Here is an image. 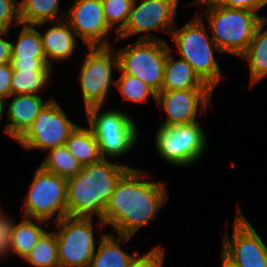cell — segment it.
Returning <instances> with one entry per match:
<instances>
[{
	"mask_svg": "<svg viewBox=\"0 0 267 267\" xmlns=\"http://www.w3.org/2000/svg\"><path fill=\"white\" fill-rule=\"evenodd\" d=\"M149 176L131 167L117 183L102 217L106 227L114 228L117 235L133 237L168 201L166 183L148 181Z\"/></svg>",
	"mask_w": 267,
	"mask_h": 267,
	"instance_id": "obj_1",
	"label": "cell"
},
{
	"mask_svg": "<svg viewBox=\"0 0 267 267\" xmlns=\"http://www.w3.org/2000/svg\"><path fill=\"white\" fill-rule=\"evenodd\" d=\"M131 167L112 159L82 166L75 176L67 179V216L93 218L97 216L99 234L105 230L103 212L121 177Z\"/></svg>",
	"mask_w": 267,
	"mask_h": 267,
	"instance_id": "obj_2",
	"label": "cell"
},
{
	"mask_svg": "<svg viewBox=\"0 0 267 267\" xmlns=\"http://www.w3.org/2000/svg\"><path fill=\"white\" fill-rule=\"evenodd\" d=\"M198 4L206 7L204 15L197 14L208 24V31L221 54L237 58L248 49L257 27L267 20L266 16L249 10L222 7L213 0H193L189 5Z\"/></svg>",
	"mask_w": 267,
	"mask_h": 267,
	"instance_id": "obj_3",
	"label": "cell"
},
{
	"mask_svg": "<svg viewBox=\"0 0 267 267\" xmlns=\"http://www.w3.org/2000/svg\"><path fill=\"white\" fill-rule=\"evenodd\" d=\"M207 30H209L208 26L196 13L195 17L182 27L176 24L170 37L180 58L187 61L199 77L214 91L225 77L214 54L215 52L221 53V51Z\"/></svg>",
	"mask_w": 267,
	"mask_h": 267,
	"instance_id": "obj_4",
	"label": "cell"
},
{
	"mask_svg": "<svg viewBox=\"0 0 267 267\" xmlns=\"http://www.w3.org/2000/svg\"><path fill=\"white\" fill-rule=\"evenodd\" d=\"M102 108L95 106L85 111L88 126L97 139L101 158L114 159L130 154L140 136L134 119L116 108Z\"/></svg>",
	"mask_w": 267,
	"mask_h": 267,
	"instance_id": "obj_5",
	"label": "cell"
},
{
	"mask_svg": "<svg viewBox=\"0 0 267 267\" xmlns=\"http://www.w3.org/2000/svg\"><path fill=\"white\" fill-rule=\"evenodd\" d=\"M199 121L188 124L158 126L154 145L161 159L186 168L197 163L207 152L206 132Z\"/></svg>",
	"mask_w": 267,
	"mask_h": 267,
	"instance_id": "obj_6",
	"label": "cell"
},
{
	"mask_svg": "<svg viewBox=\"0 0 267 267\" xmlns=\"http://www.w3.org/2000/svg\"><path fill=\"white\" fill-rule=\"evenodd\" d=\"M82 63H79V85L85 111L91 107L104 106L115 85L114 70H118V58L113 46L86 47Z\"/></svg>",
	"mask_w": 267,
	"mask_h": 267,
	"instance_id": "obj_7",
	"label": "cell"
},
{
	"mask_svg": "<svg viewBox=\"0 0 267 267\" xmlns=\"http://www.w3.org/2000/svg\"><path fill=\"white\" fill-rule=\"evenodd\" d=\"M118 69L139 78L156 93L162 91L167 52L171 48L162 40H137L116 49Z\"/></svg>",
	"mask_w": 267,
	"mask_h": 267,
	"instance_id": "obj_8",
	"label": "cell"
},
{
	"mask_svg": "<svg viewBox=\"0 0 267 267\" xmlns=\"http://www.w3.org/2000/svg\"><path fill=\"white\" fill-rule=\"evenodd\" d=\"M32 178L24 206H21L24 208L22 216L49 223L66 217L67 179L45 171L40 166L35 169Z\"/></svg>",
	"mask_w": 267,
	"mask_h": 267,
	"instance_id": "obj_9",
	"label": "cell"
},
{
	"mask_svg": "<svg viewBox=\"0 0 267 267\" xmlns=\"http://www.w3.org/2000/svg\"><path fill=\"white\" fill-rule=\"evenodd\" d=\"M54 224L59 267H88L98 246L96 240L106 233L96 239L93 218L66 216Z\"/></svg>",
	"mask_w": 267,
	"mask_h": 267,
	"instance_id": "obj_10",
	"label": "cell"
},
{
	"mask_svg": "<svg viewBox=\"0 0 267 267\" xmlns=\"http://www.w3.org/2000/svg\"><path fill=\"white\" fill-rule=\"evenodd\" d=\"M180 0H134L124 29L115 37V42L136 36L139 40H162L150 33L162 31L171 35L176 22ZM145 33V35H144Z\"/></svg>",
	"mask_w": 267,
	"mask_h": 267,
	"instance_id": "obj_11",
	"label": "cell"
},
{
	"mask_svg": "<svg viewBox=\"0 0 267 267\" xmlns=\"http://www.w3.org/2000/svg\"><path fill=\"white\" fill-rule=\"evenodd\" d=\"M57 100H50L35 121L16 141L25 150L47 151L64 146L70 134L79 125L72 122Z\"/></svg>",
	"mask_w": 267,
	"mask_h": 267,
	"instance_id": "obj_12",
	"label": "cell"
},
{
	"mask_svg": "<svg viewBox=\"0 0 267 267\" xmlns=\"http://www.w3.org/2000/svg\"><path fill=\"white\" fill-rule=\"evenodd\" d=\"M231 238L222 237V257L233 267H267V245L241 208H237Z\"/></svg>",
	"mask_w": 267,
	"mask_h": 267,
	"instance_id": "obj_13",
	"label": "cell"
},
{
	"mask_svg": "<svg viewBox=\"0 0 267 267\" xmlns=\"http://www.w3.org/2000/svg\"><path fill=\"white\" fill-rule=\"evenodd\" d=\"M211 88L162 90L157 93L156 105L165 112L160 126L197 122L196 116L207 113L213 94Z\"/></svg>",
	"mask_w": 267,
	"mask_h": 267,
	"instance_id": "obj_14",
	"label": "cell"
},
{
	"mask_svg": "<svg viewBox=\"0 0 267 267\" xmlns=\"http://www.w3.org/2000/svg\"><path fill=\"white\" fill-rule=\"evenodd\" d=\"M72 3L65 20L84 46H112L109 39L115 32L108 26L101 0H74Z\"/></svg>",
	"mask_w": 267,
	"mask_h": 267,
	"instance_id": "obj_15",
	"label": "cell"
},
{
	"mask_svg": "<svg viewBox=\"0 0 267 267\" xmlns=\"http://www.w3.org/2000/svg\"><path fill=\"white\" fill-rule=\"evenodd\" d=\"M10 98V102L7 101ZM12 99V100H11ZM54 98L43 99L42 96L29 94H11L5 100L6 127L3 132L13 140H18L32 125L41 109Z\"/></svg>",
	"mask_w": 267,
	"mask_h": 267,
	"instance_id": "obj_16",
	"label": "cell"
},
{
	"mask_svg": "<svg viewBox=\"0 0 267 267\" xmlns=\"http://www.w3.org/2000/svg\"><path fill=\"white\" fill-rule=\"evenodd\" d=\"M50 23V27L39 34L42 41L43 51L49 66L53 67L52 62H63L68 60L78 48V38L74 30L65 19L52 22H41L35 27H42ZM76 37V38H75Z\"/></svg>",
	"mask_w": 267,
	"mask_h": 267,
	"instance_id": "obj_17",
	"label": "cell"
},
{
	"mask_svg": "<svg viewBox=\"0 0 267 267\" xmlns=\"http://www.w3.org/2000/svg\"><path fill=\"white\" fill-rule=\"evenodd\" d=\"M131 238L132 236H115L113 233L106 232L98 242L88 267H128L131 260L139 252L134 250L131 254L122 249L123 244H126Z\"/></svg>",
	"mask_w": 267,
	"mask_h": 267,
	"instance_id": "obj_18",
	"label": "cell"
},
{
	"mask_svg": "<svg viewBox=\"0 0 267 267\" xmlns=\"http://www.w3.org/2000/svg\"><path fill=\"white\" fill-rule=\"evenodd\" d=\"M174 49L167 52L162 90L210 88L184 59L175 58Z\"/></svg>",
	"mask_w": 267,
	"mask_h": 267,
	"instance_id": "obj_19",
	"label": "cell"
},
{
	"mask_svg": "<svg viewBox=\"0 0 267 267\" xmlns=\"http://www.w3.org/2000/svg\"><path fill=\"white\" fill-rule=\"evenodd\" d=\"M49 226V222L47 221L23 216L19 223L14 221L11 254H15L24 260Z\"/></svg>",
	"mask_w": 267,
	"mask_h": 267,
	"instance_id": "obj_20",
	"label": "cell"
},
{
	"mask_svg": "<svg viewBox=\"0 0 267 267\" xmlns=\"http://www.w3.org/2000/svg\"><path fill=\"white\" fill-rule=\"evenodd\" d=\"M267 20H264L255 30L248 49L239 57L246 61L250 72V86L267 76Z\"/></svg>",
	"mask_w": 267,
	"mask_h": 267,
	"instance_id": "obj_21",
	"label": "cell"
},
{
	"mask_svg": "<svg viewBox=\"0 0 267 267\" xmlns=\"http://www.w3.org/2000/svg\"><path fill=\"white\" fill-rule=\"evenodd\" d=\"M65 146L82 166L101 159L97 139L89 126L78 125L68 137Z\"/></svg>",
	"mask_w": 267,
	"mask_h": 267,
	"instance_id": "obj_22",
	"label": "cell"
},
{
	"mask_svg": "<svg viewBox=\"0 0 267 267\" xmlns=\"http://www.w3.org/2000/svg\"><path fill=\"white\" fill-rule=\"evenodd\" d=\"M60 0H20V20L22 25H35L65 19L66 10L59 14Z\"/></svg>",
	"mask_w": 267,
	"mask_h": 267,
	"instance_id": "obj_23",
	"label": "cell"
},
{
	"mask_svg": "<svg viewBox=\"0 0 267 267\" xmlns=\"http://www.w3.org/2000/svg\"><path fill=\"white\" fill-rule=\"evenodd\" d=\"M46 152L48 153L39 165L45 171L68 179L78 174L82 168V165L74 158L65 145L47 150Z\"/></svg>",
	"mask_w": 267,
	"mask_h": 267,
	"instance_id": "obj_24",
	"label": "cell"
},
{
	"mask_svg": "<svg viewBox=\"0 0 267 267\" xmlns=\"http://www.w3.org/2000/svg\"><path fill=\"white\" fill-rule=\"evenodd\" d=\"M24 260L32 267H59L56 234L47 230Z\"/></svg>",
	"mask_w": 267,
	"mask_h": 267,
	"instance_id": "obj_25",
	"label": "cell"
},
{
	"mask_svg": "<svg viewBox=\"0 0 267 267\" xmlns=\"http://www.w3.org/2000/svg\"><path fill=\"white\" fill-rule=\"evenodd\" d=\"M53 71H15L13 70L10 79L11 94H29L42 96L41 91L45 90L52 77Z\"/></svg>",
	"mask_w": 267,
	"mask_h": 267,
	"instance_id": "obj_26",
	"label": "cell"
},
{
	"mask_svg": "<svg viewBox=\"0 0 267 267\" xmlns=\"http://www.w3.org/2000/svg\"><path fill=\"white\" fill-rule=\"evenodd\" d=\"M23 26L15 43H11L12 57H45L39 30L34 25Z\"/></svg>",
	"mask_w": 267,
	"mask_h": 267,
	"instance_id": "obj_27",
	"label": "cell"
},
{
	"mask_svg": "<svg viewBox=\"0 0 267 267\" xmlns=\"http://www.w3.org/2000/svg\"><path fill=\"white\" fill-rule=\"evenodd\" d=\"M121 75L115 82L122 98L134 103H147L149 97H152L156 103L157 93L137 77L130 76L117 70Z\"/></svg>",
	"mask_w": 267,
	"mask_h": 267,
	"instance_id": "obj_28",
	"label": "cell"
},
{
	"mask_svg": "<svg viewBox=\"0 0 267 267\" xmlns=\"http://www.w3.org/2000/svg\"><path fill=\"white\" fill-rule=\"evenodd\" d=\"M133 1L101 0L105 19L108 26L116 33V37L126 26Z\"/></svg>",
	"mask_w": 267,
	"mask_h": 267,
	"instance_id": "obj_29",
	"label": "cell"
},
{
	"mask_svg": "<svg viewBox=\"0 0 267 267\" xmlns=\"http://www.w3.org/2000/svg\"><path fill=\"white\" fill-rule=\"evenodd\" d=\"M21 26L19 0H0V29Z\"/></svg>",
	"mask_w": 267,
	"mask_h": 267,
	"instance_id": "obj_30",
	"label": "cell"
},
{
	"mask_svg": "<svg viewBox=\"0 0 267 267\" xmlns=\"http://www.w3.org/2000/svg\"><path fill=\"white\" fill-rule=\"evenodd\" d=\"M165 255V249L159 244L147 253L138 252L128 267H164Z\"/></svg>",
	"mask_w": 267,
	"mask_h": 267,
	"instance_id": "obj_31",
	"label": "cell"
},
{
	"mask_svg": "<svg viewBox=\"0 0 267 267\" xmlns=\"http://www.w3.org/2000/svg\"><path fill=\"white\" fill-rule=\"evenodd\" d=\"M14 219L4 211L0 216V260L11 256V239Z\"/></svg>",
	"mask_w": 267,
	"mask_h": 267,
	"instance_id": "obj_32",
	"label": "cell"
},
{
	"mask_svg": "<svg viewBox=\"0 0 267 267\" xmlns=\"http://www.w3.org/2000/svg\"><path fill=\"white\" fill-rule=\"evenodd\" d=\"M10 64L15 71H53L46 57L21 58L11 57Z\"/></svg>",
	"mask_w": 267,
	"mask_h": 267,
	"instance_id": "obj_33",
	"label": "cell"
},
{
	"mask_svg": "<svg viewBox=\"0 0 267 267\" xmlns=\"http://www.w3.org/2000/svg\"><path fill=\"white\" fill-rule=\"evenodd\" d=\"M217 5L232 9L249 10L258 14L267 6V0H213Z\"/></svg>",
	"mask_w": 267,
	"mask_h": 267,
	"instance_id": "obj_34",
	"label": "cell"
},
{
	"mask_svg": "<svg viewBox=\"0 0 267 267\" xmlns=\"http://www.w3.org/2000/svg\"><path fill=\"white\" fill-rule=\"evenodd\" d=\"M13 69L9 63L0 64V98L7 100L11 95L10 79Z\"/></svg>",
	"mask_w": 267,
	"mask_h": 267,
	"instance_id": "obj_35",
	"label": "cell"
},
{
	"mask_svg": "<svg viewBox=\"0 0 267 267\" xmlns=\"http://www.w3.org/2000/svg\"><path fill=\"white\" fill-rule=\"evenodd\" d=\"M10 31L0 30V64L9 63L12 57ZM9 39V40H8Z\"/></svg>",
	"mask_w": 267,
	"mask_h": 267,
	"instance_id": "obj_36",
	"label": "cell"
},
{
	"mask_svg": "<svg viewBox=\"0 0 267 267\" xmlns=\"http://www.w3.org/2000/svg\"><path fill=\"white\" fill-rule=\"evenodd\" d=\"M5 100L0 98V124H1V121L4 119V110H5Z\"/></svg>",
	"mask_w": 267,
	"mask_h": 267,
	"instance_id": "obj_37",
	"label": "cell"
},
{
	"mask_svg": "<svg viewBox=\"0 0 267 267\" xmlns=\"http://www.w3.org/2000/svg\"><path fill=\"white\" fill-rule=\"evenodd\" d=\"M222 258V264L221 267H233L229 262H227L223 257Z\"/></svg>",
	"mask_w": 267,
	"mask_h": 267,
	"instance_id": "obj_38",
	"label": "cell"
},
{
	"mask_svg": "<svg viewBox=\"0 0 267 267\" xmlns=\"http://www.w3.org/2000/svg\"><path fill=\"white\" fill-rule=\"evenodd\" d=\"M3 212H4L3 209L0 207V216H1V214H2Z\"/></svg>",
	"mask_w": 267,
	"mask_h": 267,
	"instance_id": "obj_39",
	"label": "cell"
}]
</instances>
